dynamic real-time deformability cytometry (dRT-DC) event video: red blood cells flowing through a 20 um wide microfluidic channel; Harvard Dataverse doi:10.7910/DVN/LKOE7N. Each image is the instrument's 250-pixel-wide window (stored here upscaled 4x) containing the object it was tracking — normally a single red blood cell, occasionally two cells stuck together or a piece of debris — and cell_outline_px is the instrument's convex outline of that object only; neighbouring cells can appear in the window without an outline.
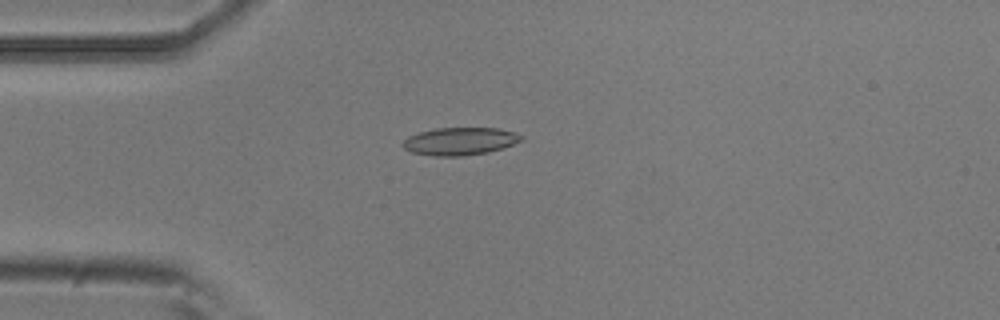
{"species": "common noctule bat (a hibernating species)", "species_latin": "Nyctalus noctula", "temperature_condition": "room temperature", "stored_images_in_passage": 4, "camera_frame_rate_fps": 3000, "um_per_image_px": 0.085, "animal": {"sex": "male", "body_mass_g": 20.5, "forearm_length_mm": 52.5}, "frame": {"image": 1, "passage_image": 4, "time_ms": 1.0, "image_size_px": [1000, 320], "cell_outline_px": [[524, 140], [504, 148], [488, 152], [464, 156], [432, 156], [412, 152], [404, 148], [400, 144], [408, 136], [420, 132], [436, 128], [496, 128], [516, 132], [524, 136]], "centroid_in_image_um": [39.12, 12.01], "position_along_channel_um": 45.9, "area_um2": 19.31}}